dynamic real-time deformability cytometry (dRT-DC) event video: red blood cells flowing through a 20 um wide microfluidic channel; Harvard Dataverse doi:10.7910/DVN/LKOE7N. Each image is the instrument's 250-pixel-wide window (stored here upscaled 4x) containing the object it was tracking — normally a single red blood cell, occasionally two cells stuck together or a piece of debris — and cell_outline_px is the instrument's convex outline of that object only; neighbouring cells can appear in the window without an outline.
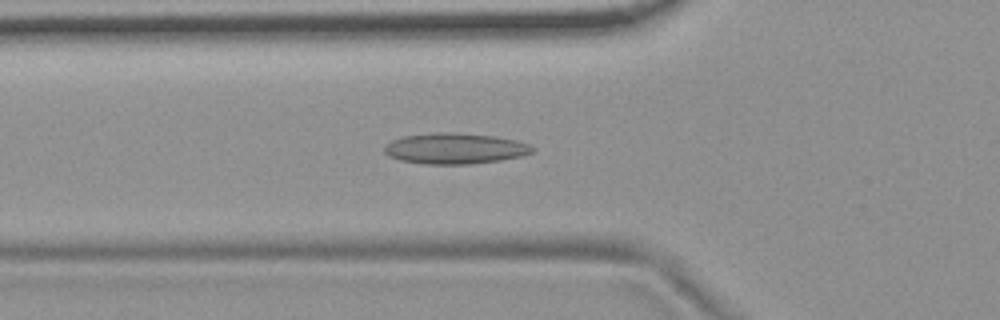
{"species": "common noctule bat (a hibernating species)", "species_latin": "Nyctalus noctula", "temperature_condition": "room temperature", "stored_images_in_passage": 40, "camera_frame_rate_fps": 3000, "um_per_image_px": 0.085, "animal": {"sex": "female", "body_mass_g": 19.9}, "frame": {"image": 1, "passage_image": 5, "time_ms": 1.333, "image_size_px": [1000, 320], "cell_outline_px": [[536, 148], [532, 152], [524, 156], [500, 160], [472, 164], [424, 164], [400, 160], [388, 156], [384, 152], [384, 148], [392, 140], [404, 136], [448, 132], [496, 136], [516, 140], [528, 144]], "centroid_in_image_um": [38.71, 12.63], "position_along_channel_um": 87.1, "area_um2": 26.47}}
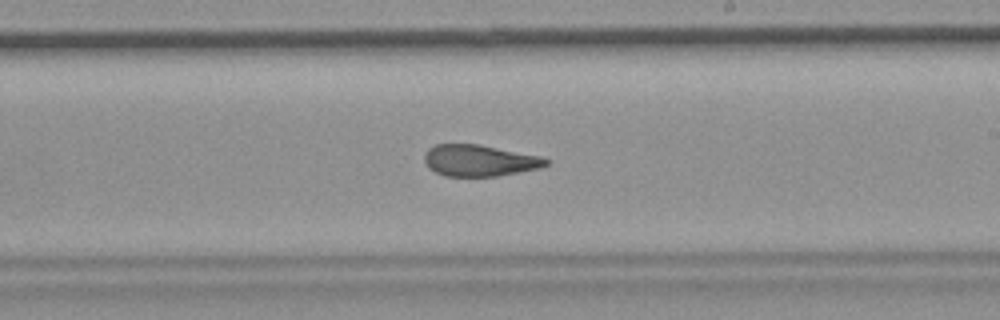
{"frame": {"image": 2, "passage_image": 18, "time_ms": 5.667, "image_size_px": [1000, 320], "cell_outline_px": [[552, 160], [548, 164], [540, 168], [520, 172], [496, 176], [444, 176], [428, 168], [424, 160], [424, 152], [428, 148], [436, 144], [476, 144], [540, 156]], "centroid_in_image_um": [40.74, 13.65], "position_along_channel_um": 248.3, "area_um2": 22.31}}
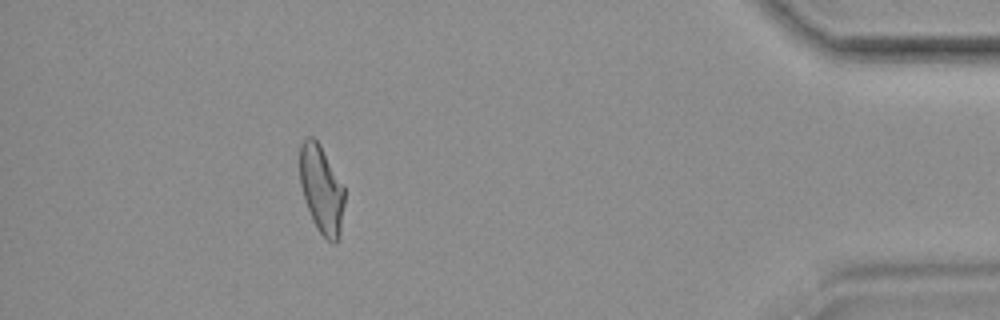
{"frame": {"image": 3, "passage_image": 35, "time_ms": 11.333, "image_size_px": [1000, 320], "cell_outline_px": [[344, 204], [340, 236], [336, 244], [332, 244], [316, 228], [312, 220], [304, 200], [300, 184], [300, 144], [308, 136], [312, 136], [320, 144], [344, 184]], "centroid_in_image_um": [27.34, 16.11], "position_along_channel_um": 407.9, "area_um2": 23.24}, "authors_computed_cell_mechanics": {"area_um2": 23.5246, "velocity_mm_per_s": 3.7187, "shape_relaxation_time_tau1_ms": null, "shape_relaxation_time_tau2_ms": 2.5278, "deformation_change_tau1": null, "deformation_change_tau2": 0.1141}}